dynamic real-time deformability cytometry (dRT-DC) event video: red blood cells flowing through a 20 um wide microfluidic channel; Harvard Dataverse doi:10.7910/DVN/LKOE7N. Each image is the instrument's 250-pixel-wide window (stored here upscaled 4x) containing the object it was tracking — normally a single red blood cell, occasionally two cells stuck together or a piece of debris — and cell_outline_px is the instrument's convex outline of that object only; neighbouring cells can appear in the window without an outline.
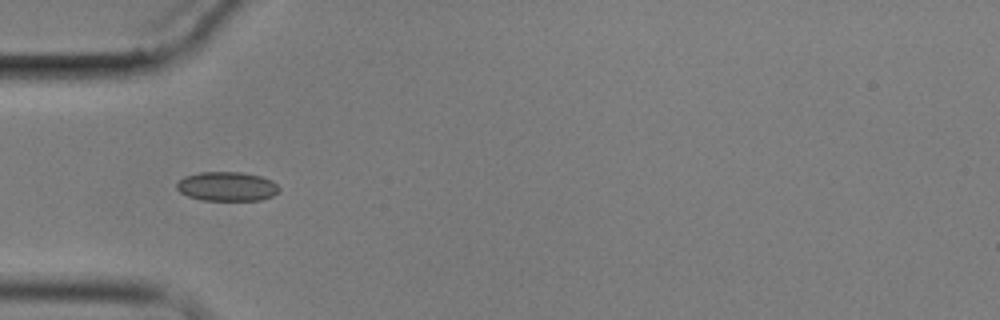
{"species": "common noctule bat (a hibernating species)", "species_latin": "Nyctalus noctula", "temperature_condition": "cold", "stored_images_in_passage": 6, "camera_frame_rate_fps": 3000, "um_per_image_px": 0.085, "animal": {"sex": "male", "body_mass_g": 17.9}, "frame": {"image": 1, "passage_image": 5, "time_ms": 4.667, "image_size_px": [1000, 320], "cell_outline_px": [[280, 192], [272, 196], [260, 200], [204, 200], [188, 196], [180, 192], [176, 188], [176, 184], [184, 176], [200, 172], [240, 172], [260, 176], [272, 180], [280, 188]], "centroid_in_image_um": [19.3, 15.84], "position_along_channel_um": 65.7, "area_um2": 17.46}}
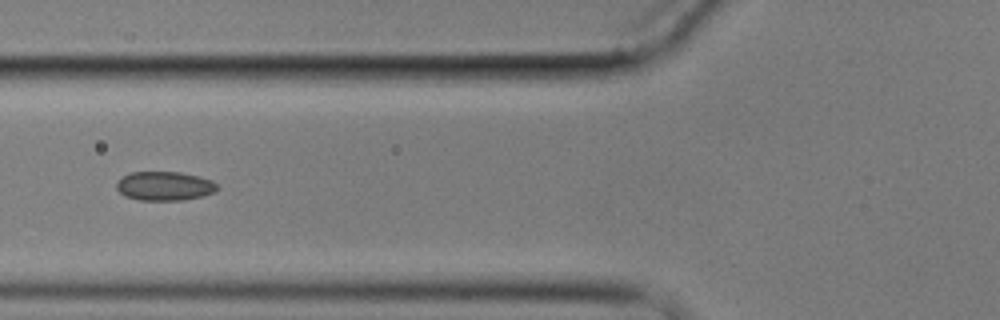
{"frame": {"image": 2, "passage_image": 6, "time_ms": 6.0, "image_size_px": [1000, 320], "cell_outline_px": [[216, 192], [204, 196], [184, 200], [140, 200], [124, 196], [116, 188], [116, 180], [132, 172], [180, 172], [200, 176], [212, 180], [216, 184]], "centroid_in_image_um": [13.99, 15.81], "position_along_channel_um": 111.8, "area_um2": 17.17}}